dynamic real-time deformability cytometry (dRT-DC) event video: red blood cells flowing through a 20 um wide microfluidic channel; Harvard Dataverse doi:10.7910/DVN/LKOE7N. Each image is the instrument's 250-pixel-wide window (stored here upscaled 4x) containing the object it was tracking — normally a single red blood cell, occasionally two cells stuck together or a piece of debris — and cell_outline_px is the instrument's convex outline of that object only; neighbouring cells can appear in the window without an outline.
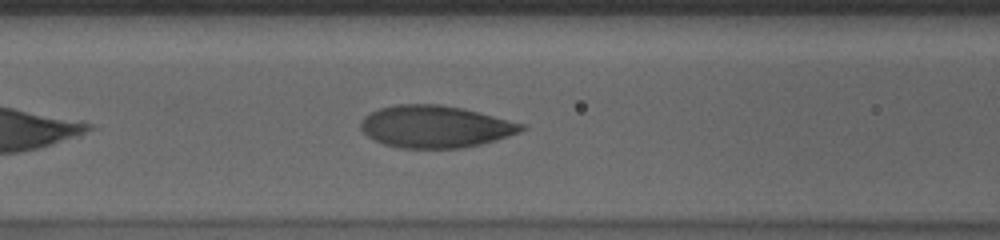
{"species": "human", "species_latin": "Homo sapiens", "temperature_condition": "cold", "stored_images_in_passage": 40, "camera_frame_rate_fps": 3000, "um_per_image_px": 0.085, "donor": {"sex": "male"}, "frame": {"image": 1, "passage_image": 9, "time_ms": 2.667, "image_size_px": [1000, 240], "cell_outline_px": [[528, 128], [520, 132], [496, 140], [464, 148], [400, 148], [384, 144], [368, 136], [360, 128], [360, 120], [364, 116], [380, 108], [396, 104], [440, 104], [464, 108], [524, 124]], "centroid_in_image_um": [37.0, 10.76], "position_along_channel_um": 129.6, "area_um2": 39.54}}
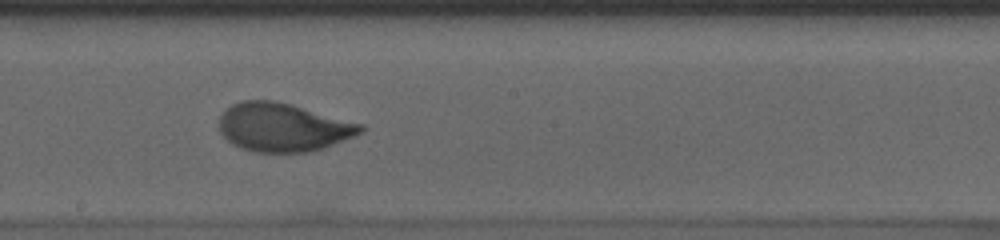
{"frame": {"image": 2, "passage_image": 17, "time_ms": 5.333, "image_size_px": [1000, 240], "cell_outline_px": [[364, 128], [360, 132], [352, 136], [324, 148], [312, 152], [256, 152], [240, 148], [232, 144], [220, 132], [220, 116], [232, 104], [240, 100], [272, 100], [292, 104], [364, 124]], "centroid_in_image_um": [24.05, 10.81], "position_along_channel_um": 224.1, "area_um2": 39.88}}
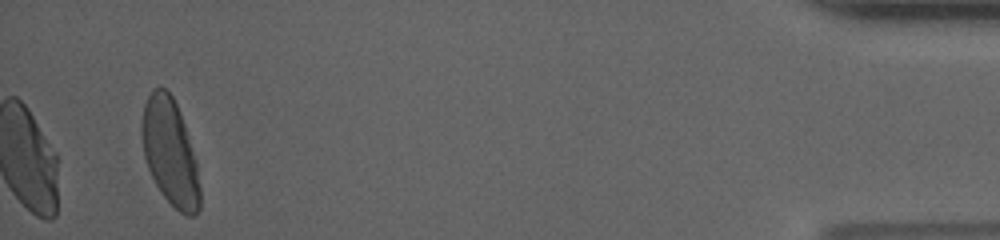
{"frame": {"image": 3, "passage_image": 40, "time_ms": 13.0, "image_size_px": [1000, 240], "cell_outline_px": [[200, 208], [196, 216], [188, 216], [180, 212], [160, 192], [148, 168], [144, 156], [140, 132], [140, 124], [144, 104], [152, 88], [160, 84], [172, 96], [180, 112], [196, 160], [200, 188]], "centroid_in_image_um": [14.44, 12.91], "position_along_channel_um": 420.8, "area_um2": 36.24}, "authors_computed_cell_mechanics": {"area_um2": 39.304, "velocity_mm_per_s": 3.561, "shape_relaxation_time_tau1_ms": 3.6729, "shape_relaxation_time_tau2_ms": null, "deformation_change_tau1": 0.1579, "deformation_change_tau2": null}}